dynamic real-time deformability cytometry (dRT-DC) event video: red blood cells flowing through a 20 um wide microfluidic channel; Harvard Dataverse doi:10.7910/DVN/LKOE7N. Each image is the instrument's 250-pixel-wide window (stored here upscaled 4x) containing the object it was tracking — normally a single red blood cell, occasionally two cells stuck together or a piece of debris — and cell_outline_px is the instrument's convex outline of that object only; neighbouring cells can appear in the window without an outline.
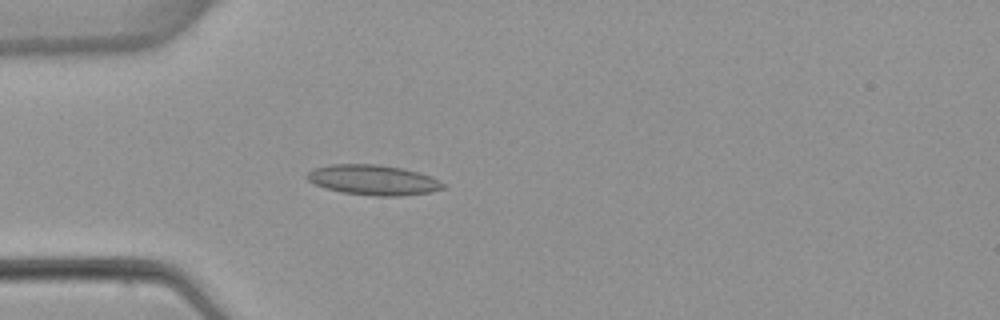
{"species": "common noctule bat (a hibernating species)", "species_latin": "Nyctalus noctula", "temperature_condition": "warm", "stored_images_in_passage": 4, "camera_frame_rate_fps": 3000, "um_per_image_px": 0.085, "animal": {"sex": "female", "body_mass_g": 22.7, "forearm_length_mm": 54.2}, "frame": {"image": 1, "passage_image": 4, "time_ms": 3.667, "image_size_px": [1000, 320], "cell_outline_px": [[444, 188], [428, 192], [404, 196], [376, 196], [344, 192], [328, 188], [316, 184], [308, 180], [304, 176], [312, 168], [332, 164], [380, 164], [404, 168], [420, 172], [432, 176], [444, 184]], "centroid_in_image_um": [31.74, 15.28], "position_along_channel_um": 53.3, "area_um2": 23.93}}